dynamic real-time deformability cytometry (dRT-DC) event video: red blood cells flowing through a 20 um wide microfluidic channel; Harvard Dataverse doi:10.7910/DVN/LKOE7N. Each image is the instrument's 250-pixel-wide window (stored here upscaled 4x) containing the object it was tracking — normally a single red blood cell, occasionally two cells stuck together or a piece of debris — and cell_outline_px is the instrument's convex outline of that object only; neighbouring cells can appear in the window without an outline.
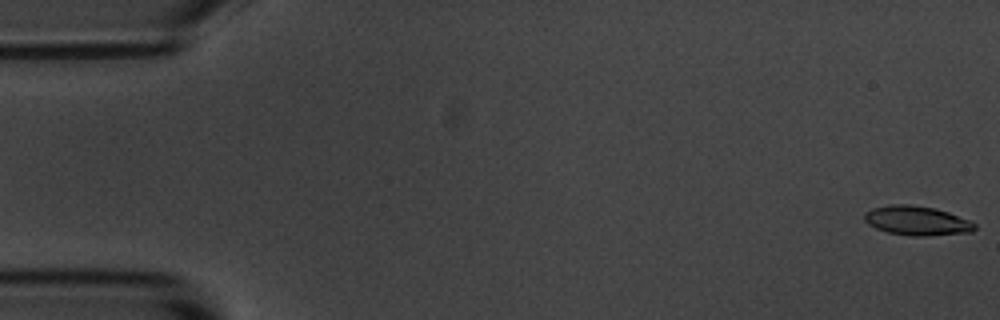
{"species": "common noctule bat (a hibernating species)", "species_latin": "Nyctalus noctula", "temperature_condition": "room temperature", "stored_images_in_passage": 5, "camera_frame_rate_fps": 3000, "um_per_image_px": 0.085, "animal": {"sex": "male", "body_mass_g": 20.1, "forearm_length_mm": 53.5}, "frame": {"image": 1, "passage_image": 1, "time_ms": 0.0, "image_size_px": [1000, 320], "cell_outline_px": [[976, 228], [972, 232], [928, 236], [912, 236], [888, 232], [876, 228], [868, 224], [864, 220], [864, 212], [872, 208], [892, 204], [908, 204], [936, 208], [972, 220], [976, 224]], "centroid_in_image_um": [77.96, 18.75], "position_along_channel_um": 7.0, "area_um2": 19.07}}
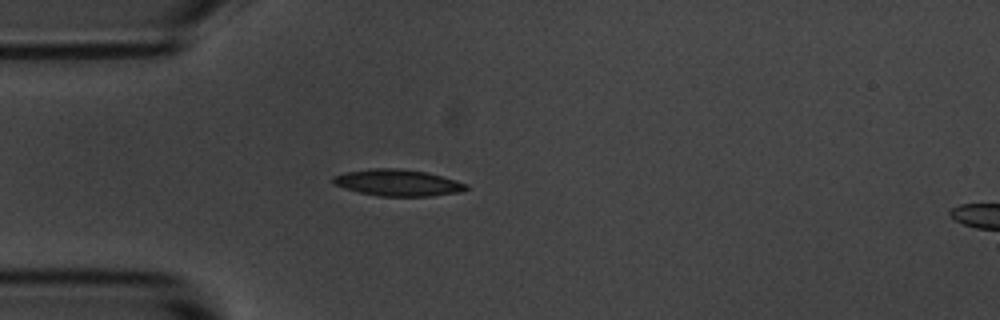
{"frame": {"image": 2, "passage_image": 5, "time_ms": 4.667, "image_size_px": [1000, 320], "cell_outline_px": [[468, 188], [460, 192], [432, 196], [380, 196], [360, 192], [344, 188], [332, 184], [332, 176], [344, 172], [372, 168], [396, 168], [428, 172], [456, 180], [468, 184]], "centroid_in_image_um": [33.8, 15.52], "position_along_channel_um": 51.2, "area_um2": 20.69}}